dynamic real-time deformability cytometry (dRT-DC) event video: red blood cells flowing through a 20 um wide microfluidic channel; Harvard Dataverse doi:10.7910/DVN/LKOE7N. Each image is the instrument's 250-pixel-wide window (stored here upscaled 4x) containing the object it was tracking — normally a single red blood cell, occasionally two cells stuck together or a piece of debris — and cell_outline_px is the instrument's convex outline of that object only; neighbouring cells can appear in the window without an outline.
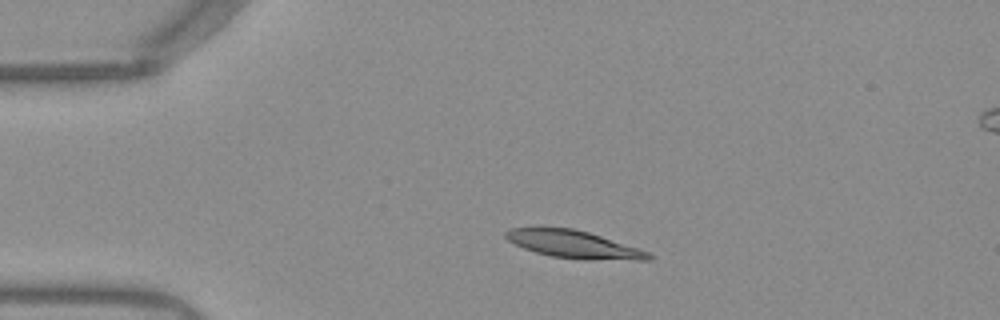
{"species": "Egyptian fruit bat (a non-hibernating species)", "species_latin": "Rousettus aegyptiacus", "temperature_condition": "warm", "stored_images_in_passage": 41, "camera_frame_rate_fps": 3000, "um_per_image_px": 0.085, "frame": {"image": 1, "passage_image": 1, "time_ms": 0.0, "image_size_px": [1000, 320], "cell_outline_px": [[652, 260], [584, 260], [552, 256], [536, 252], [524, 248], [508, 240], [504, 236], [504, 232], [512, 228], [536, 224], [572, 228], [588, 232], [648, 252], [652, 256]], "centroid_in_image_um": [48.65, 20.73], "position_along_channel_um": 36.3, "area_um2": 23.41}}
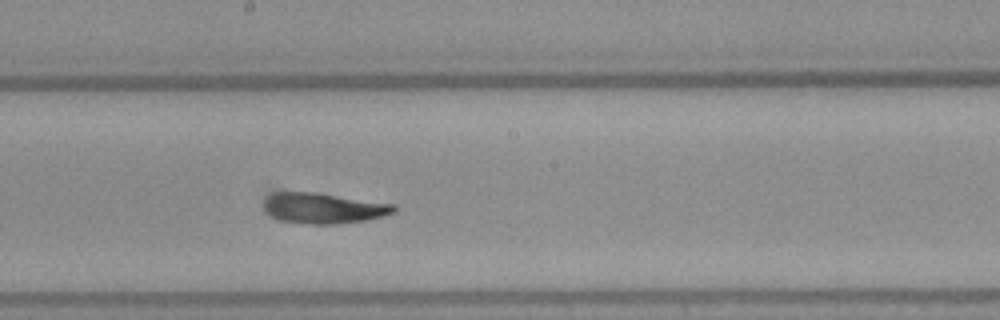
{"frame": {"image": 2, "passage_image": 18, "time_ms": 5.667, "image_size_px": [1000, 320], "cell_outline_px": [[400, 208], [396, 212], [384, 216], [368, 220], [336, 224], [308, 224], [280, 220], [272, 216], [264, 208], [264, 200], [268, 196], [276, 192], [316, 192], [396, 204]], "centroid_in_image_um": [27.58, 17.69], "position_along_channel_um": 220.6, "area_um2": 23.41}}
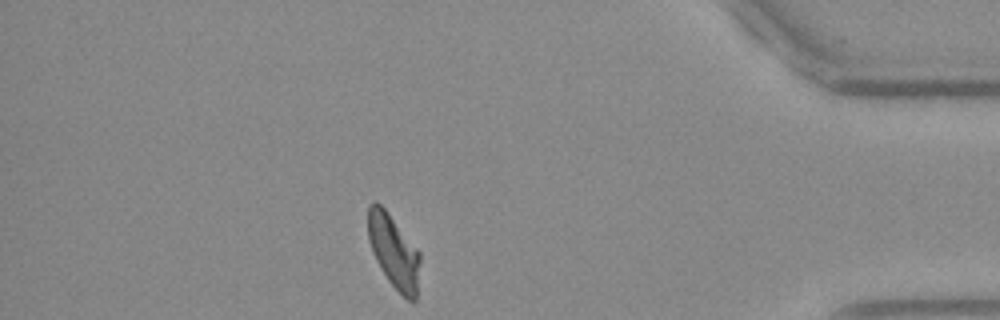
{"frame": {"image": 3, "passage_image": 35, "time_ms": 11.333, "image_size_px": [1000, 320], "cell_outline_px": [[420, 260], [416, 300], [408, 300], [388, 280], [376, 260], [372, 252], [368, 240], [368, 204], [372, 200], [376, 200], [384, 208], [420, 252]], "centroid_in_image_um": [33.45, 21.33], "position_along_channel_um": 401.8, "area_um2": 22.02}, "authors_computed_cell_mechanics": {"area_um2": 22.8888, "velocity_mm_per_s": 3.9135, "shape_relaxation_time_tau1_ms": null, "shape_relaxation_time_tau2_ms": 2.8812, "deformation_change_tau1": null, "deformation_change_tau2": 0.0773}}